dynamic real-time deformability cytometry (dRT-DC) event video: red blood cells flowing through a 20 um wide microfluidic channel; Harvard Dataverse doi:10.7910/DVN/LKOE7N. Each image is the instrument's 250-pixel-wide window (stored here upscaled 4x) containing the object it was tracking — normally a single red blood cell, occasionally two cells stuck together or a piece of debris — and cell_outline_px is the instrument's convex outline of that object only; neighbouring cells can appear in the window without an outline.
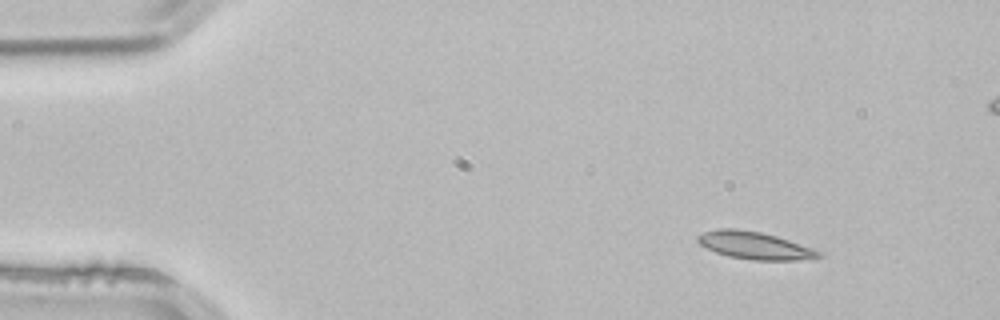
{"species": "common noctule bat (a hibernating species)", "species_latin": "Nyctalus noctula", "temperature_condition": "room temperature", "stored_images_in_passage": 4, "camera_frame_rate_fps": 3000, "um_per_image_px": 0.085, "animal": {"sex": "male", "body_mass_g": 21.5, "forearm_length_mm": 52.0}, "frame": {"image": 1, "passage_image": 1, "time_ms": 0.0, "image_size_px": [1000, 320], "cell_outline_px": [[824, 256], [816, 260], [752, 260], [728, 256], [716, 252], [700, 244], [696, 240], [696, 236], [704, 232], [720, 228], [736, 228], [760, 232], [776, 236], [788, 240], [820, 252]], "centroid_in_image_um": [64.16, 20.88], "position_along_channel_um": 20.8, "area_um2": 19.31}}